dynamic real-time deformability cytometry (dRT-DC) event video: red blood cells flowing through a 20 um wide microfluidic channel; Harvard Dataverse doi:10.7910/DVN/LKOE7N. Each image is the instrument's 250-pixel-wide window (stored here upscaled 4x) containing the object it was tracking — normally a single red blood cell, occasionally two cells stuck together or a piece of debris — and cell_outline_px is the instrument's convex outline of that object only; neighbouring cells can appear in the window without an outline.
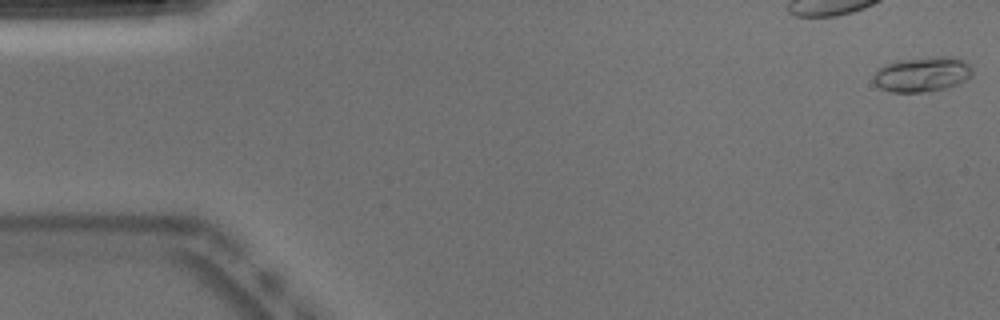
{"species": "Egyptian fruit bat (a non-hibernating species)", "species_latin": "Rousettus aegyptiacus", "temperature_condition": "warm", "stored_images_in_passage": 51, "segment_of_instrument_passage": [1, 2], "camera_frame_rate_fps": 3000, "um_per_image_px": 0.085, "animal": {"sex": "male"}, "frame": {"image": 1, "passage_image": 1, "time_ms": 0.0, "image_size_px": [1000, 320], "cell_outline_px": [[972, 76], [956, 84], [944, 88], [924, 92], [892, 92], [880, 88], [872, 80], [876, 72], [880, 68], [896, 60], [936, 56], [952, 56], [964, 60], [972, 68]], "centroid_in_image_um": [78.4, 6.3], "position_along_channel_um": 6.6, "area_um2": 20.06}}
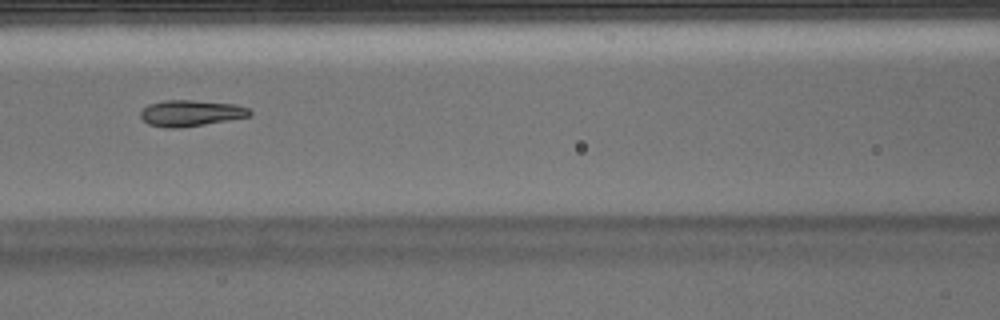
{"frame": {"image": 2, "passage_image": 22, "time_ms": 7.0, "image_size_px": [1000, 320], "cell_outline_px": [[252, 112], [248, 116], [204, 124], [176, 128], [164, 128], [148, 124], [140, 116], [140, 112], [148, 104], [164, 100], [192, 100], [236, 104], [248, 108]], "centroid_in_image_um": [16.17, 9.61], "position_along_channel_um": 150.4, "area_um2": 16.47}}